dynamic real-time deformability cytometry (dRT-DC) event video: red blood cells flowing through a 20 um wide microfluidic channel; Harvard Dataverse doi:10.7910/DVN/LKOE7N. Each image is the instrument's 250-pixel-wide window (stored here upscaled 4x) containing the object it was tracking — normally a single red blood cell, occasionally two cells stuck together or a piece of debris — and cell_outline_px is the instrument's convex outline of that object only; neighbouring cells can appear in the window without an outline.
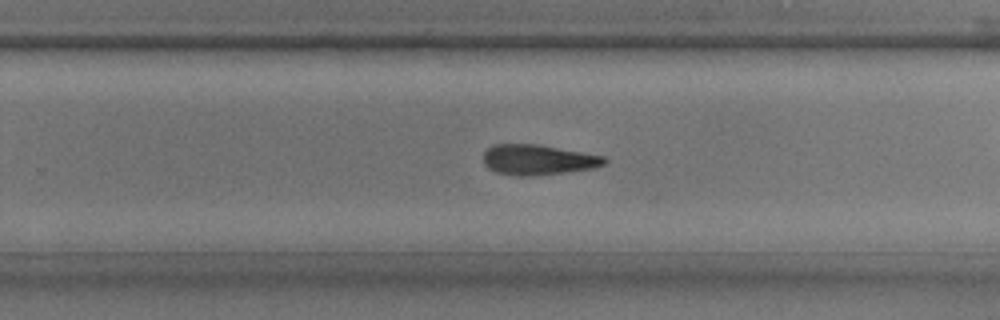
{"species": "common noctule bat (a hibernating species)", "species_latin": "Nyctalus noctula", "temperature_condition": "room temperature", "stored_images_in_passage": 25, "camera_frame_rate_fps": 3000, "um_per_image_px": 0.085, "animal": {"sex": "male", "body_mass_g": 17.9, "forearm_length_mm": 54.2}, "frame": {"image": 1, "passage_image": 15, "time_ms": 4.667, "image_size_px": [1000, 320], "cell_outline_px": [[608, 160], [604, 164], [592, 168], [564, 172], [532, 176], [520, 176], [496, 172], [488, 168], [484, 164], [484, 152], [492, 144], [540, 144], [604, 156]], "centroid_in_image_um": [45.71, 13.57], "position_along_channel_um": 284.1, "area_um2": 21.33}}